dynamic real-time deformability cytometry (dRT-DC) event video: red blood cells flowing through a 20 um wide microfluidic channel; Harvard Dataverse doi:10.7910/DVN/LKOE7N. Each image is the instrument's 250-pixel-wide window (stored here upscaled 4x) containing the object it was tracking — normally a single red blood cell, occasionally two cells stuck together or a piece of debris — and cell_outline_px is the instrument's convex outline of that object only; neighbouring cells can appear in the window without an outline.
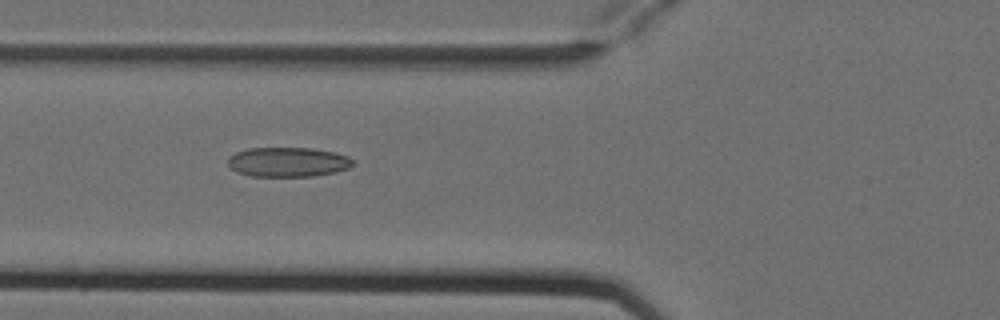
{"species": "Egyptian fruit bat (a non-hibernating species)", "species_latin": "Rousettus aegyptiacus", "temperature_condition": "cold", "stored_images_in_passage": 3, "camera_frame_rate_fps": 3000, "um_per_image_px": 0.085, "animal": {"sex": "female"}, "frame": {"image": 1, "passage_image": 2, "time_ms": 0.333, "image_size_px": [1000, 320], "cell_outline_px": [[352, 164], [348, 168], [336, 172], [312, 176], [248, 176], [236, 172], [228, 164], [228, 156], [236, 152], [248, 148], [312, 148], [336, 152], [348, 156], [352, 160]], "centroid_in_image_um": [24.45, 13.77], "position_along_channel_um": 101.4, "area_um2": 21.62}}
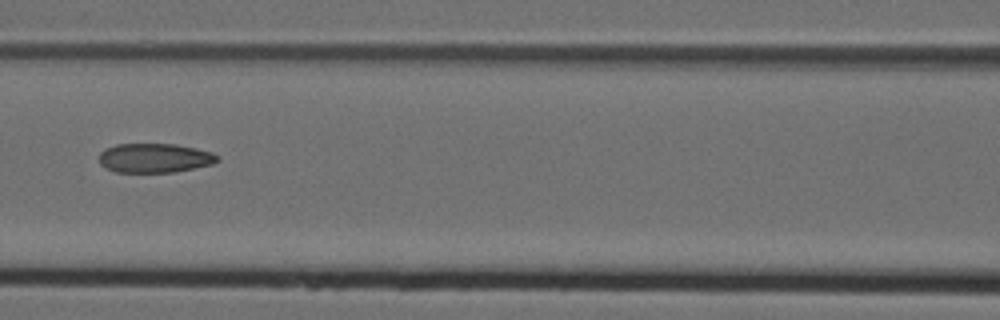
{"frame": {"image": 2, "passage_image": 3, "time_ms": 0.667, "image_size_px": [1000, 320], "cell_outline_px": [[220, 160], [212, 164], [176, 172], [116, 172], [104, 168], [100, 164], [100, 152], [116, 144], [172, 144], [196, 148], [212, 152], [220, 156]], "centroid_in_image_um": [13.17, 13.44], "position_along_channel_um": 153.4, "area_um2": 20.23}}